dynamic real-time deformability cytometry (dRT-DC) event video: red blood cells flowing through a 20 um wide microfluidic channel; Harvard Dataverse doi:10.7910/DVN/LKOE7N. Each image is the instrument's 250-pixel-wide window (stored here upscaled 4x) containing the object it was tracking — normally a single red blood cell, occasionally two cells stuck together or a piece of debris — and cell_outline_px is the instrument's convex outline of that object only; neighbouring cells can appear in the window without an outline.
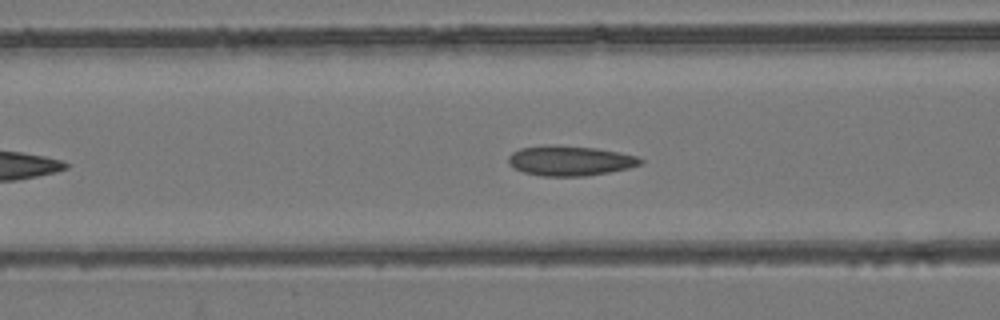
{"species": "common noctule bat (a hibernating species)", "species_latin": "Nyctalus noctula", "temperature_condition": "room temperature", "stored_images_in_passage": 34, "camera_frame_rate_fps": 3000, "um_per_image_px": 0.085, "animal": {"sex": "female", "body_mass_g": 24.6, "forearm_length_mm": 56.2}, "frame": {"image": 1, "passage_image": 11, "time_ms": 3.333, "image_size_px": [1000, 320], "cell_outline_px": [[644, 164], [628, 168], [608, 172], [584, 176], [544, 176], [524, 172], [508, 164], [508, 156], [512, 152], [520, 148], [596, 148], [636, 156], [644, 160]], "centroid_in_image_um": [48.5, 13.71], "position_along_channel_um": 118.1, "area_um2": 21.91}}
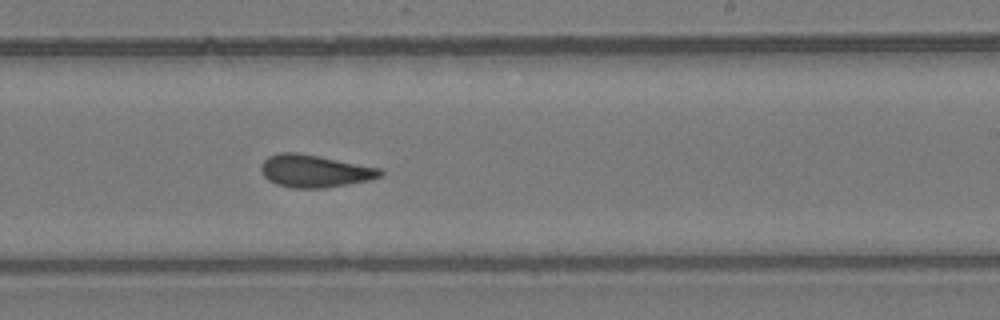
{"frame": {"image": 2, "passage_image": 22, "time_ms": 7.0, "image_size_px": [1000, 320], "cell_outline_px": [[384, 172], [380, 176], [368, 180], [324, 188], [292, 188], [276, 184], [268, 180], [264, 176], [260, 168], [260, 164], [268, 156], [280, 152], [296, 152], [380, 168]], "centroid_in_image_um": [26.69, 14.54], "position_along_channel_um": 262.3, "area_um2": 22.37}}
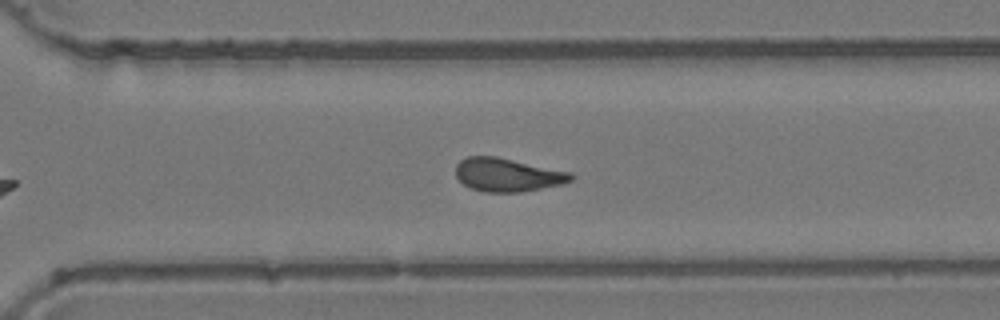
{"frame": {"image": 3, "passage_image": 27, "time_ms": 8.667, "image_size_px": [1000, 320], "cell_outline_px": [[576, 176], [572, 180], [564, 184], [520, 192], [484, 192], [468, 188], [456, 176], [456, 164], [460, 160], [468, 156], [496, 156], [572, 172]], "centroid_in_image_um": [43.16, 14.86], "position_along_channel_um": 327.4, "area_um2": 22.66}, "authors_computed_cell_mechanics": {"area_um2": 22.3975, "velocity_mm_per_s": 3.9271, "shape_relaxation_time_tau1_ms": null, "shape_relaxation_time_tau2_ms": 2.3223, "deformation_change_tau1": null, "deformation_change_tau2": 0.1098}}